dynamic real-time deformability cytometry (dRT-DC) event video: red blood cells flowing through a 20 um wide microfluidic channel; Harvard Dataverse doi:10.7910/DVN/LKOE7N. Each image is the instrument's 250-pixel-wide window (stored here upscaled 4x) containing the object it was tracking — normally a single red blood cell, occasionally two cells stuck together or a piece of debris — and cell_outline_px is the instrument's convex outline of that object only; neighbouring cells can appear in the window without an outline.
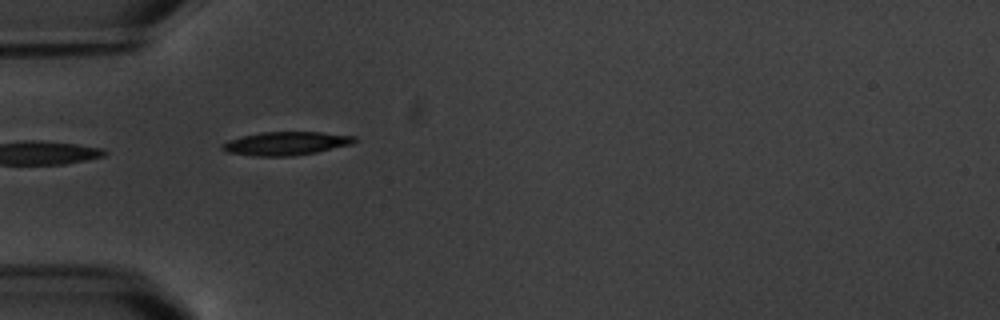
{"species": "common noctule bat (a hibernating species)", "species_latin": "Nyctalus noctula", "temperature_condition": "warm", "stored_images_in_passage": 8, "camera_frame_rate_fps": 3000, "um_per_image_px": 0.085, "animal": {"sex": "male", "body_mass_g": 20.1, "forearm_length_mm": 53.5}, "frame": {"image": 1, "passage_image": 6, "time_ms": 5.667, "image_size_px": [1000, 320], "cell_outline_px": [[356, 140], [352, 144], [316, 152], [292, 156], [252, 156], [228, 152], [220, 148], [220, 144], [228, 140], [260, 132], [320, 132], [356, 136]], "centroid_in_image_um": [24.28, 12.19], "position_along_channel_um": 60.7, "area_um2": 18.03}}
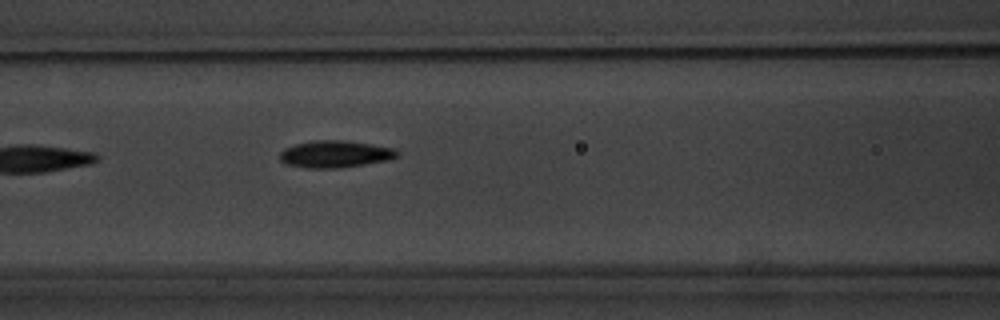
{"frame": {"image": 2, "passage_image": 8, "time_ms": 8.0, "image_size_px": [1000, 320], "cell_outline_px": [[400, 156], [388, 160], [340, 168], [308, 168], [288, 164], [280, 160], [280, 152], [284, 148], [296, 144], [312, 140], [344, 140], [392, 148], [400, 152]], "centroid_in_image_um": [28.49, 13.1], "position_along_channel_um": 138.1, "area_um2": 18.38}}